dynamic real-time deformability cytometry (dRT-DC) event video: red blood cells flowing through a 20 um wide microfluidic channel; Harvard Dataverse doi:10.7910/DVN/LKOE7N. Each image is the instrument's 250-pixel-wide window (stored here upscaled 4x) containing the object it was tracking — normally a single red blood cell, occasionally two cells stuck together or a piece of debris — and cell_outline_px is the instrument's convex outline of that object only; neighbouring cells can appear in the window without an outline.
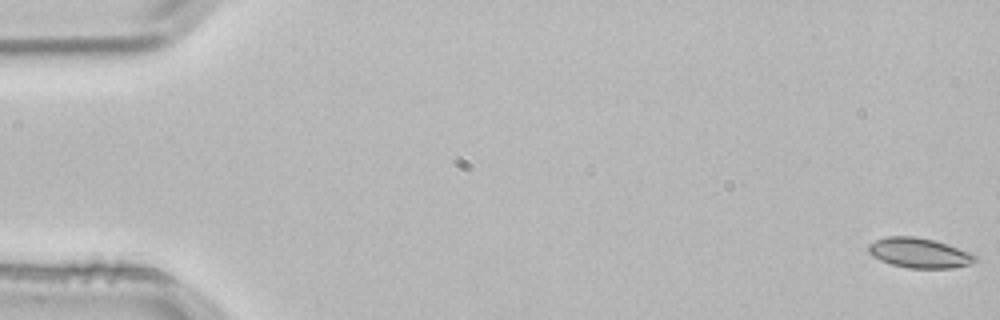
{"species": "common noctule bat (a hibernating species)", "species_latin": "Nyctalus noctula", "temperature_condition": "room temperature", "stored_images_in_passage": 5, "segment_of_instrument_passage": [1, 2], "camera_frame_rate_fps": 3000, "um_per_image_px": 0.085, "animal": {"sex": "male", "body_mass_g": 21.5, "forearm_length_mm": 52.0}, "frame": {"image": 1, "passage_image": 1, "time_ms": 0.0, "image_size_px": [1000, 320], "cell_outline_px": [[980, 260], [968, 264], [952, 268], [908, 268], [892, 264], [880, 260], [872, 256], [868, 252], [868, 244], [876, 240], [888, 236], [912, 236], [936, 240], [972, 252]], "centroid_in_image_um": [78.17, 21.49], "position_along_channel_um": 6.8, "area_um2": 18.79}}
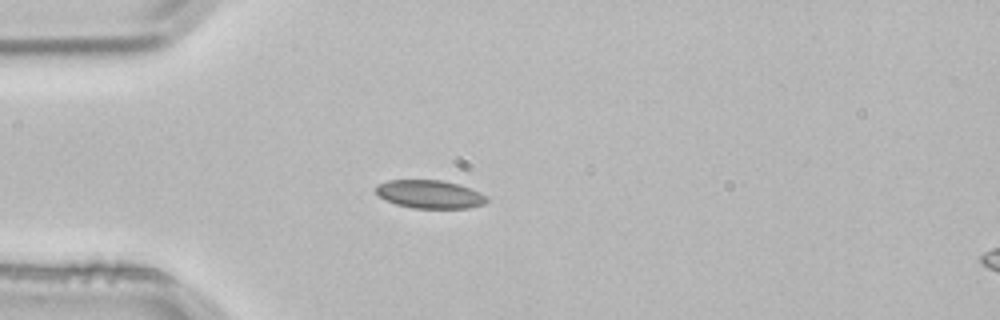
{"frame": {"image": 2, "passage_image": 4, "time_ms": 1.0, "image_size_px": [1000, 320], "cell_outline_px": [[488, 200], [484, 204], [468, 208], [412, 208], [396, 204], [384, 200], [376, 192], [376, 188], [380, 184], [388, 180], [440, 180], [460, 184], [480, 192]], "centroid_in_image_um": [36.53, 16.51], "position_along_channel_um": 48.5, "area_um2": 18.15}}